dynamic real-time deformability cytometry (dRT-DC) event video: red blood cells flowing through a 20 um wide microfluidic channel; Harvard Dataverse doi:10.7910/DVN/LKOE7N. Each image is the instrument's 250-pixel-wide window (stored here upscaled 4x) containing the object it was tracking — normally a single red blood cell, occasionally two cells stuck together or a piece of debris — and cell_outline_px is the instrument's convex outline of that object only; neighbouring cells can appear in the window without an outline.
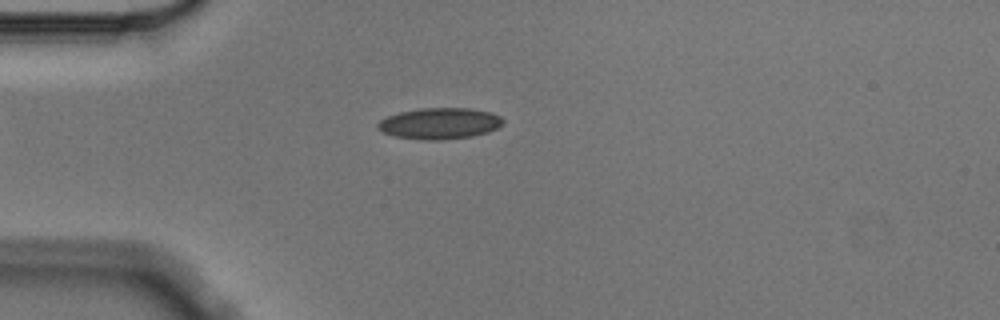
{"species": "Egyptian fruit bat (a non-hibernating species)", "species_latin": "Rousettus aegyptiacus", "temperature_condition": "cold", "stored_images_in_passage": 4, "camera_frame_rate_fps": 3000, "um_per_image_px": 0.085, "animal": {"sex": "male"}, "frame": {"image": 1, "passage_image": 4, "time_ms": 1.0, "image_size_px": [1000, 320], "cell_outline_px": [[504, 120], [496, 128], [488, 132], [472, 136], [440, 140], [420, 140], [392, 136], [376, 128], [376, 124], [380, 120], [388, 116], [400, 112], [420, 108], [472, 108], [492, 112], [500, 116]], "centroid_in_image_um": [37.35, 10.49], "position_along_channel_um": 47.7, "area_um2": 22.89}}